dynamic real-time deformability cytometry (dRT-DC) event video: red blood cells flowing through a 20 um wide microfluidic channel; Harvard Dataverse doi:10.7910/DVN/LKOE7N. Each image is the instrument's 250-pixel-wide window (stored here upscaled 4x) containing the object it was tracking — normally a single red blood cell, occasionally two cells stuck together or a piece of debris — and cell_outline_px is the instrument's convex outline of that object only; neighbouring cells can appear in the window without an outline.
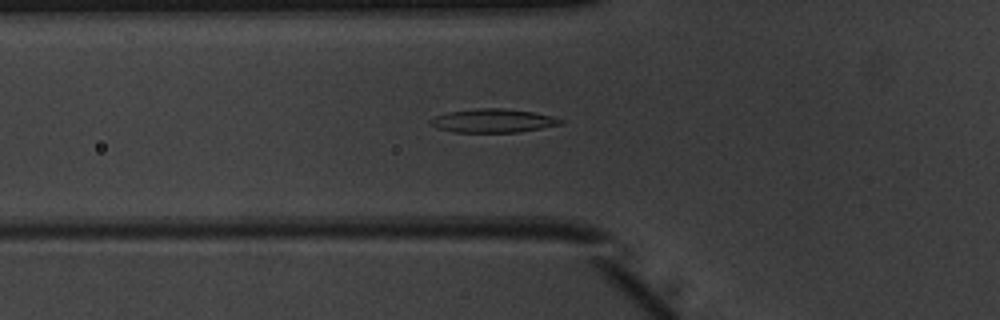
{"species": "common noctule bat (a hibernating species)", "species_latin": "Nyctalus noctula", "temperature_condition": "warm", "stored_images_in_passage": 53, "camera_frame_rate_fps": 3000, "um_per_image_px": 0.085, "animal": {"sex": "male", "body_mass_g": 20.1, "forearm_length_mm": 53.5}, "frame": {"image": 1, "passage_image": 20, "time_ms": 6.333, "image_size_px": [1000, 320], "cell_outline_px": [[564, 120], [560, 124], [520, 132], [452, 132], [436, 128], [428, 124], [428, 120], [436, 116], [448, 112], [476, 108], [504, 108], [532, 112], [552, 116]], "centroid_in_image_um": [41.84, 10.26], "position_along_channel_um": 84.0, "area_um2": 17.92}}
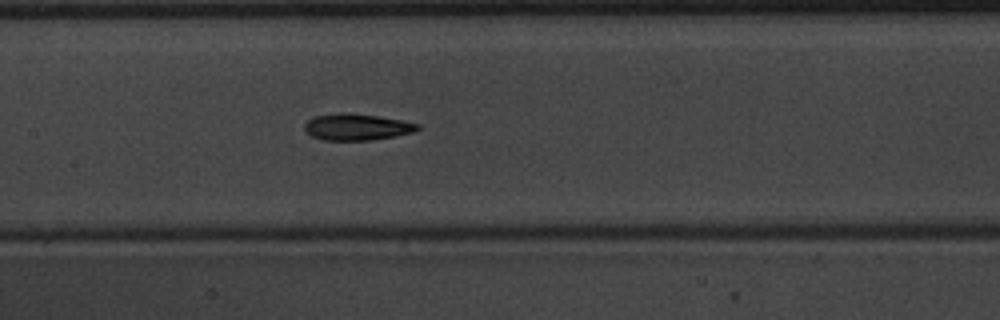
{"frame": {"image": 2, "passage_image": 27, "time_ms": 8.667, "image_size_px": [1000, 320], "cell_outline_px": [[420, 128], [412, 132], [372, 140], [324, 140], [312, 136], [304, 128], [304, 124], [308, 120], [316, 116], [340, 112], [376, 116], [400, 120], [420, 124]], "centroid_in_image_um": [30.31, 10.79], "position_along_channel_um": 177.1, "area_um2": 17.11}}
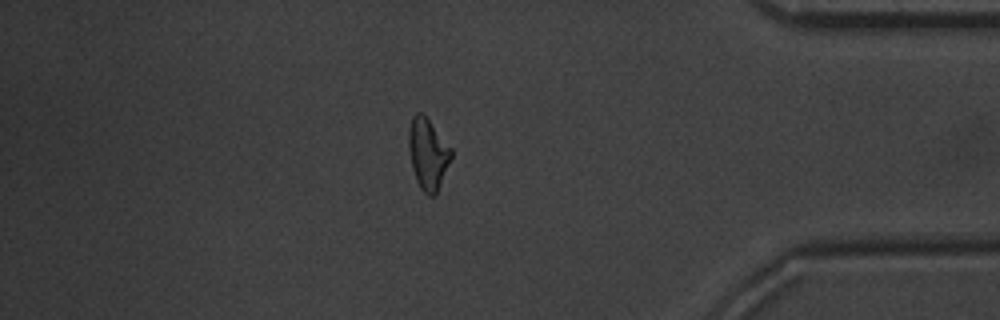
{"frame": {"image": 3, "passage_image": 46, "time_ms": 15.0, "image_size_px": [1000, 320], "cell_outline_px": [[452, 156], [436, 196], [428, 196], [420, 188], [416, 180], [412, 168], [408, 148], [408, 128], [412, 116], [416, 112], [420, 112], [428, 120], [452, 148]], "centroid_in_image_um": [36.36, 13.1], "position_along_channel_um": 398.8, "area_um2": 17.69}, "authors_computed_cell_mechanics": {"area_um2": 17.629, "velocity_mm_per_s": 3.9495, "shape_relaxation_time_tau1_ms": 4.53, "shape_relaxation_time_tau2_ms": 4.6403, "deformation_change_tau1": 0.1974, "deformation_change_tau2": 0.1293}}